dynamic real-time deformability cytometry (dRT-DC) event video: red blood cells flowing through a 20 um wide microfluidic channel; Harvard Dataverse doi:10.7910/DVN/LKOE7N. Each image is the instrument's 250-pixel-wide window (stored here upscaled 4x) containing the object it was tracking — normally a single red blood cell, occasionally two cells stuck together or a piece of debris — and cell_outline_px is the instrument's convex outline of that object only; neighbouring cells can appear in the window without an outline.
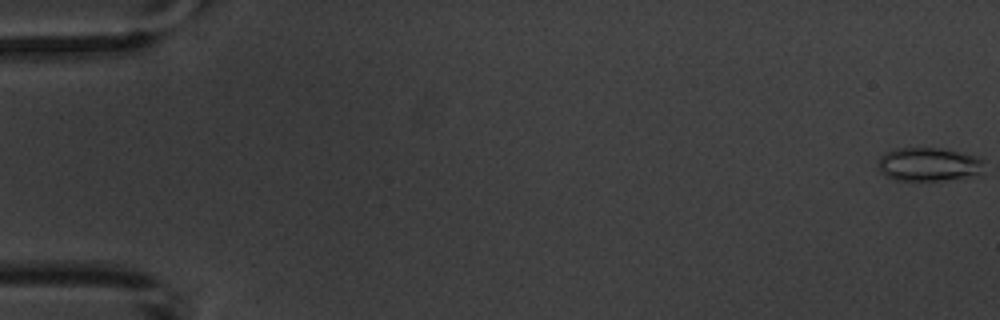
{"species": "common noctule bat (a hibernating species)", "species_latin": "Nyctalus noctula", "temperature_condition": "warm", "stored_images_in_passage": 5, "camera_frame_rate_fps": 3000, "um_per_image_px": 0.085, "animal": {"sex": "male", "body_mass_g": 20.1, "forearm_length_mm": 53.5}, "frame": {"image": 1, "passage_image": 1, "time_ms": 0.0, "image_size_px": [1000, 320], "cell_outline_px": [[984, 176], [964, 180], [896, 180], [880, 172], [876, 164], [880, 156], [884, 152], [896, 148], [940, 148], [976, 156], [984, 160]], "centroid_in_image_um": [79.03, 14.0], "position_along_channel_um": 6.0, "area_um2": 21.56}}
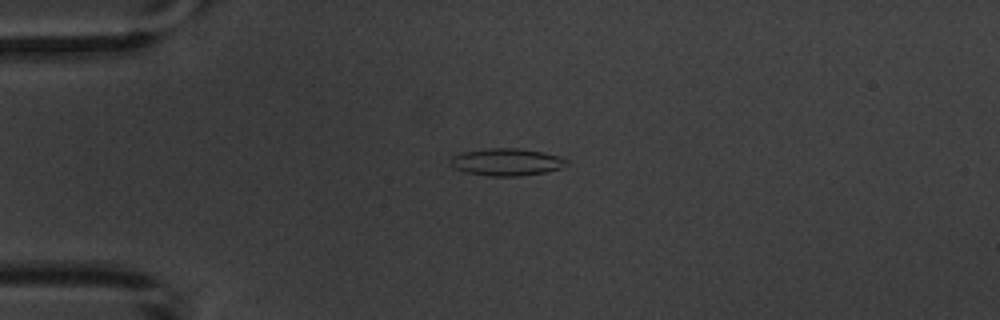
{"frame": {"image": 2, "passage_image": 5, "time_ms": 4.667, "image_size_px": [1000, 320], "cell_outline_px": [[568, 164], [560, 168], [544, 172], [520, 176], [488, 176], [464, 172], [456, 168], [452, 164], [452, 156], [464, 152], [488, 148], [516, 148], [544, 152], [568, 160]], "centroid_in_image_um": [43.07, 13.77], "position_along_channel_um": 41.9, "area_um2": 18.21}}